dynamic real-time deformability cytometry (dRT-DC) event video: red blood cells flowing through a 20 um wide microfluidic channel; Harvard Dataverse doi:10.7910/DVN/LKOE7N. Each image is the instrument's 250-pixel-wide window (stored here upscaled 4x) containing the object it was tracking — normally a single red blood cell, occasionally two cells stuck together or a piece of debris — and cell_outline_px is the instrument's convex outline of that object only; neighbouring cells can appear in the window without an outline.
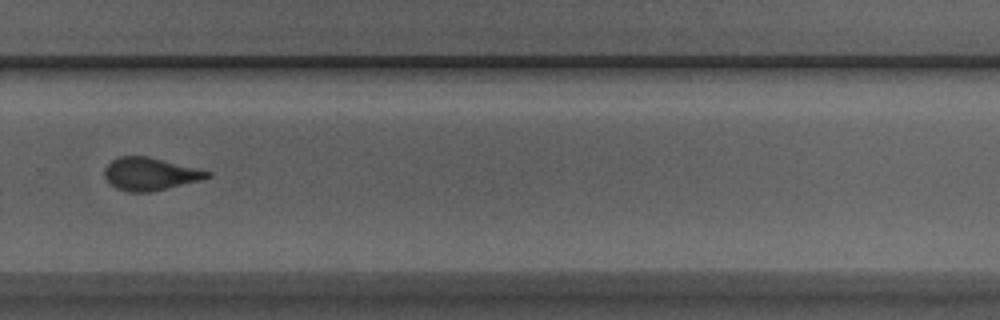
{"species": "Egyptian fruit bat (a non-hibernating species)", "species_latin": "Rousettus aegyptiacus", "temperature_condition": "room temperature", "stored_images_in_passage": 33, "camera_frame_rate_fps": 3000, "um_per_image_px": 0.085, "animal": {"sex": "male"}, "frame": {"image": 1, "passage_image": 24, "time_ms": 7.667, "image_size_px": [1000, 320], "cell_outline_px": [[212, 176], [200, 180], [148, 192], [128, 192], [116, 188], [108, 184], [104, 176], [104, 168], [112, 160], [120, 156], [148, 156], [212, 172]], "centroid_in_image_um": [12.71, 14.78], "position_along_channel_um": 317.1, "area_um2": 19.48}, "authors_computed_cell_mechanics": {"area_um2": 19.8254, "velocity_mm_per_s": 3.9065, "shape_relaxation_time_tau1_ms": 4.0709, "shape_relaxation_time_tau2_ms": 0.908, "deformation_change_tau1": 0.1077, "deformation_change_tau2": 0.0461}}